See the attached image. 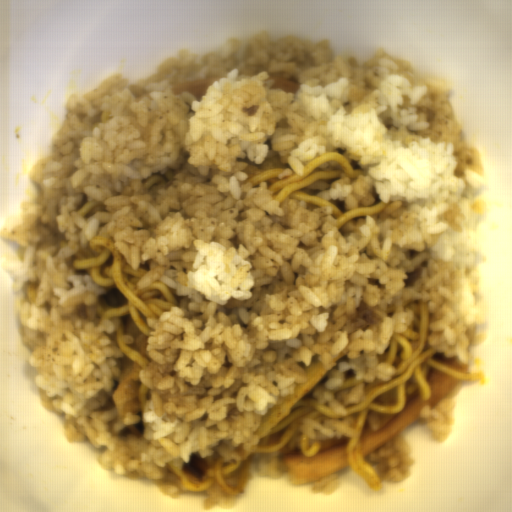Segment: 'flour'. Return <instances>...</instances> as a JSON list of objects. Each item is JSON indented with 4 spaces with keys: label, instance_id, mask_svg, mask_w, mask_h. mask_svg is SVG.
<instances>
[{
    "label": "flour",
    "instance_id": "flour-1",
    "mask_svg": "<svg viewBox=\"0 0 512 512\" xmlns=\"http://www.w3.org/2000/svg\"><path fill=\"white\" fill-rule=\"evenodd\" d=\"M142 368L129 356L121 379L110 394L117 416L108 429L114 436L143 434L140 386Z\"/></svg>",
    "mask_w": 512,
    "mask_h": 512
},
{
    "label": "flour",
    "instance_id": "flour-2",
    "mask_svg": "<svg viewBox=\"0 0 512 512\" xmlns=\"http://www.w3.org/2000/svg\"><path fill=\"white\" fill-rule=\"evenodd\" d=\"M303 369L306 381L294 384V394L291 397H285L279 394L277 404L270 409L261 419L258 427V439L266 435L277 423H279L286 415L291 412V407L312 387L321 381L326 373L327 368L319 359V354H313L311 364L307 365L302 360L298 361Z\"/></svg>",
    "mask_w": 512,
    "mask_h": 512
}]
</instances>
